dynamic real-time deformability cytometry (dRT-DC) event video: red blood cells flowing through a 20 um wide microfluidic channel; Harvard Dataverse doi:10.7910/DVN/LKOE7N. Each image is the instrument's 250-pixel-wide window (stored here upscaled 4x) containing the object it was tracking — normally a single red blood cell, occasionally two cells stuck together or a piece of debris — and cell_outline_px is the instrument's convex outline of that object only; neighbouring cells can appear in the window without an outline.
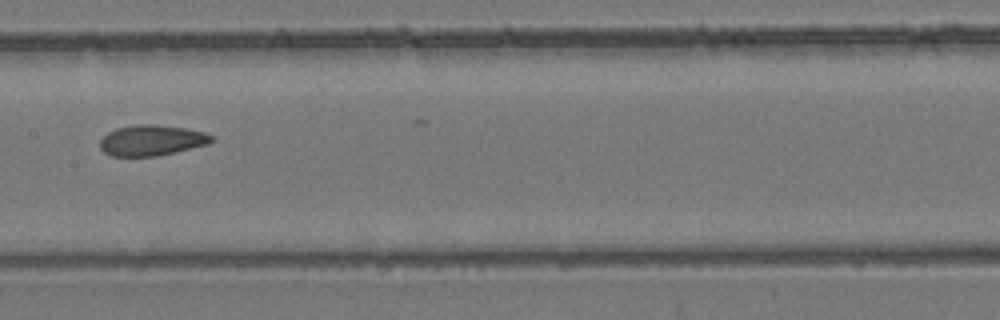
{"species": "common noctule bat (a hibernating species)", "species_latin": "Nyctalus noctula", "temperature_condition": "room temperature", "stored_images_in_passage": 12, "camera_frame_rate_fps": 3000, "um_per_image_px": 0.085, "animal": {"sex": "female", "body_mass_g": 24.6, "forearm_length_mm": 56.2}, "frame": {"image": 1, "passage_image": 8, "time_ms": 9.333, "image_size_px": [1000, 320], "cell_outline_px": [[216, 140], [208, 144], [156, 156], [112, 156], [104, 152], [100, 148], [100, 140], [108, 132], [116, 128], [136, 124], [156, 124], [184, 128], [204, 132], [212, 136]], "centroid_in_image_um": [12.88, 11.92], "position_along_channel_um": 194.5, "area_um2": 19.88}}
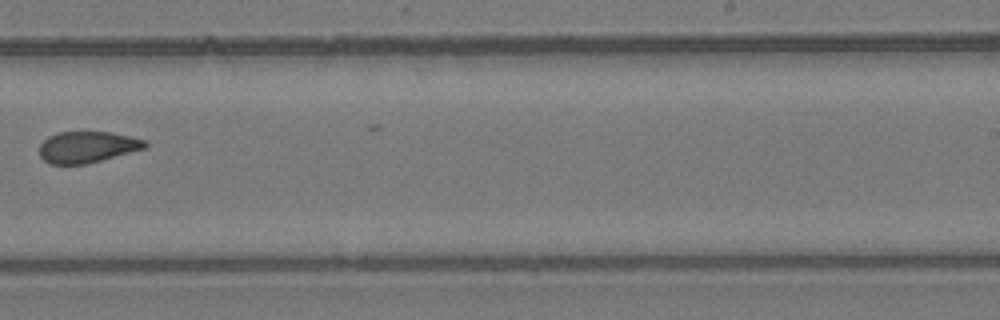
{"frame": {"image": 2, "passage_image": 10, "time_ms": 11.667, "image_size_px": [1000, 320], "cell_outline_px": [[148, 148], [88, 164], [48, 164], [40, 156], [40, 144], [48, 136], [56, 132], [108, 132], [132, 136], [148, 140]], "centroid_in_image_um": [7.47, 12.5], "position_along_channel_um": 281.5, "area_um2": 19.65}}
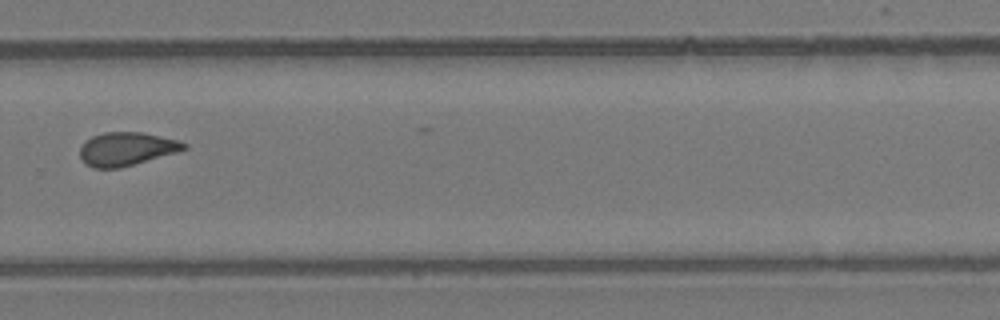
{"frame": {"image": 3, "passage_image": 11, "time_ms": 12.667, "image_size_px": [1000, 320], "cell_outline_px": [[188, 148], [180, 152], [120, 168], [92, 168], [84, 164], [80, 156], [80, 148], [84, 140], [92, 136], [104, 132], [140, 132], [180, 140], [188, 144]], "centroid_in_image_um": [10.77, 12.66], "position_along_channel_um": 319.0, "area_um2": 20.63}}